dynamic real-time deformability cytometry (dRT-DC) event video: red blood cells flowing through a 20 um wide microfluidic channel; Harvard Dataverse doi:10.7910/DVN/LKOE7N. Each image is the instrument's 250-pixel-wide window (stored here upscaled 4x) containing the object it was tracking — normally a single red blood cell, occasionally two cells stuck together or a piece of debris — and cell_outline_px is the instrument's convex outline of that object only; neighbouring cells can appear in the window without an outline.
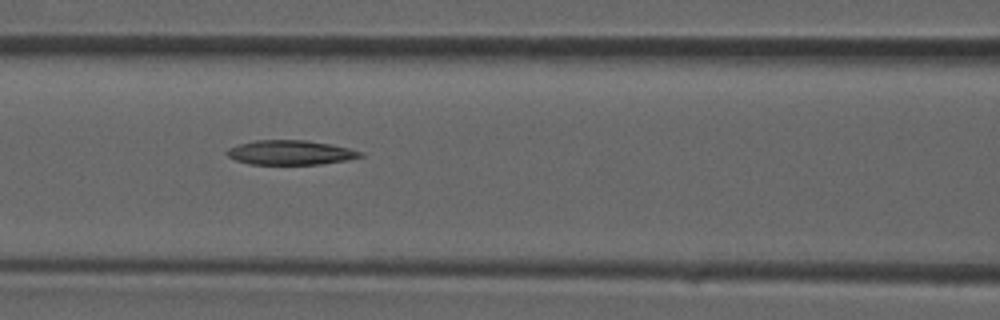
{"species": "common noctule bat (a hibernating species)", "species_latin": "Nyctalus noctula", "temperature_condition": "room temperature", "stored_images_in_passage": 25, "camera_frame_rate_fps": 3000, "um_per_image_px": 0.085, "animal": {"sex": "male", "forearm_length_mm": 52.5}, "frame": {"image": 1, "passage_image": 7, "time_ms": 2.0, "image_size_px": [1000, 320], "cell_outline_px": [[364, 156], [348, 160], [320, 164], [248, 164], [236, 160], [228, 156], [224, 152], [228, 148], [240, 144], [256, 140], [304, 140], [328, 144], [348, 148], [364, 152]], "centroid_in_image_um": [24.68, 12.97], "position_along_channel_um": 141.9, "area_um2": 18.96}}